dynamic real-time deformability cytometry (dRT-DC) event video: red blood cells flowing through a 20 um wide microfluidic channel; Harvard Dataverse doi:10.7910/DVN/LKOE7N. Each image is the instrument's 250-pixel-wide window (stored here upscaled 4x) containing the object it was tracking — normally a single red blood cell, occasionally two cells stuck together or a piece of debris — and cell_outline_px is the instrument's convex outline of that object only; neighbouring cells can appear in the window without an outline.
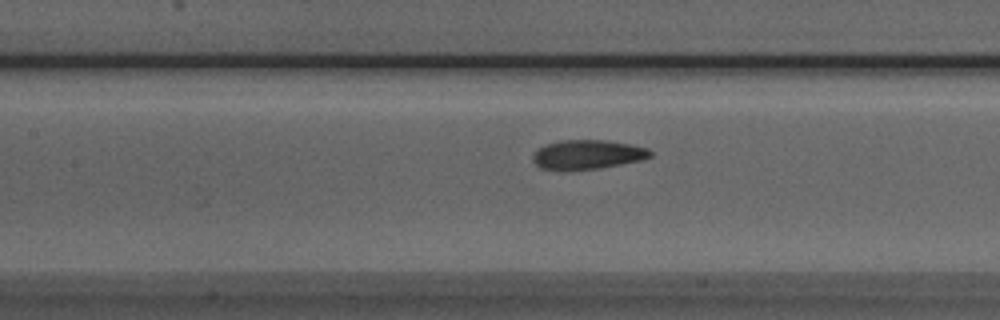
{"species": "Egyptian fruit bat (a non-hibernating species)", "species_latin": "Rousettus aegyptiacus", "temperature_condition": "room temperature", "stored_images_in_passage": 38, "camera_frame_rate_fps": 3000, "um_per_image_px": 0.085, "animal": {"sex": "male"}, "frame": {"image": 1, "passage_image": 10, "time_ms": 3.0, "image_size_px": [1000, 320], "cell_outline_px": [[652, 156], [640, 160], [600, 168], [564, 172], [540, 168], [532, 160], [532, 156], [536, 148], [544, 144], [564, 140], [604, 140], [628, 144], [648, 148], [652, 152]], "centroid_in_image_um": [49.85, 13.16], "position_along_channel_um": 157.5, "area_um2": 20.4}}
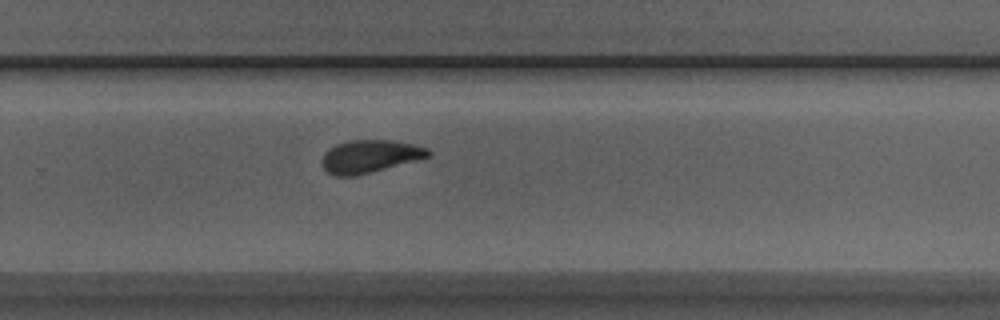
{"frame": {"image": 2, "passage_image": 21, "time_ms": 6.667, "image_size_px": [1000, 320], "cell_outline_px": [[432, 156], [356, 176], [332, 176], [320, 164], [320, 160], [324, 152], [328, 148], [336, 144], [348, 140], [392, 140], [412, 144], [428, 148], [432, 152]], "centroid_in_image_um": [31.4, 13.29], "position_along_channel_um": 298.4, "area_um2": 20.58}}
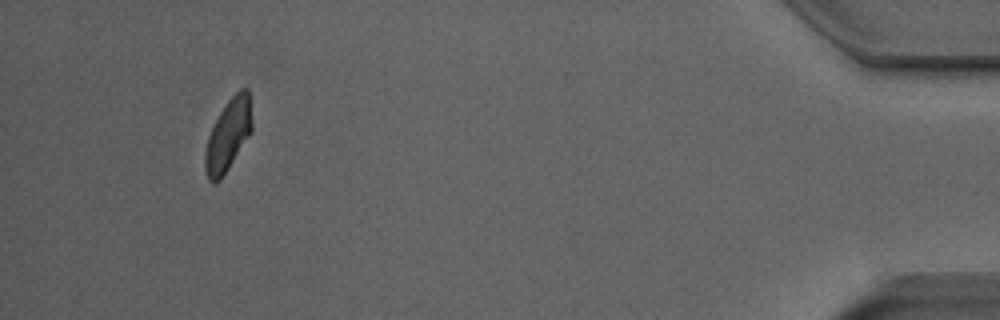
{"frame": {"image": 3, "passage_image": 36, "time_ms": 11.667, "image_size_px": [1000, 320], "cell_outline_px": [[252, 132], [220, 180], [216, 184], [212, 184], [208, 180], [204, 168], [204, 152], [208, 136], [220, 112], [228, 100], [240, 88], [248, 88], [252, 120]], "centroid_in_image_um": [19.38, 11.51], "position_along_channel_um": 415.8, "area_um2": 19.65}, "authors_computed_cell_mechanics": {"area_um2": 20.3456, "velocity_mm_per_s": 3.851, "shape_relaxation_time_tau1_ms": 5.2346, "shape_relaxation_time_tau2_ms": 1.3291, "deformation_change_tau1": 0.142, "deformation_change_tau2": 0.0576}}